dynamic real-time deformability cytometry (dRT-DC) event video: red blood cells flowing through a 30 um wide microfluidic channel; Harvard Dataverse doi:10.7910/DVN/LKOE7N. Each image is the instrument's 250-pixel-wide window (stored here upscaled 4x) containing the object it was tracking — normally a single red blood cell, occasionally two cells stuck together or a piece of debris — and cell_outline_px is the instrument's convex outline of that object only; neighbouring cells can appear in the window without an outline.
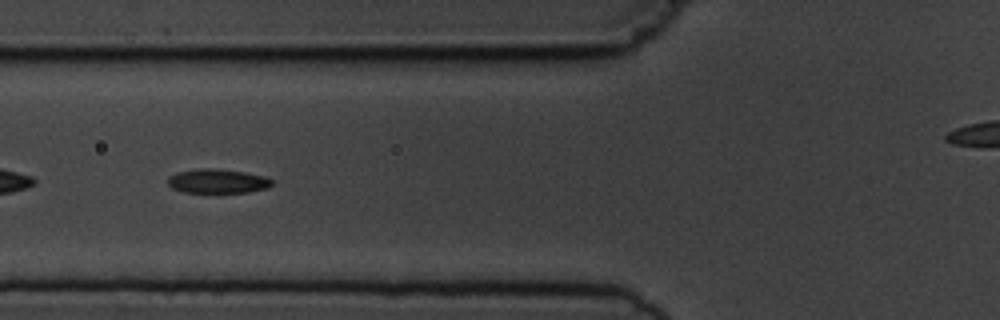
{"species": "common noctule bat (a hibernating species)", "species_latin": "Nyctalus noctula", "temperature_condition": "cold", "stored_images_in_passage": 7, "camera_frame_rate_fps": 3000, "um_per_image_px": 0.085, "animal": {"sex": "male", "body_mass_g": 19.5, "forearm_length_mm": 54.6}, "frame": {"image": 1, "passage_image": 5, "time_ms": 4.333, "image_size_px": [1000, 320], "cell_outline_px": [[272, 184], [268, 188], [248, 192], [184, 192], [172, 188], [168, 184], [168, 176], [176, 172], [196, 168], [216, 168], [244, 172], [264, 176], [272, 180]], "centroid_in_image_um": [18.46, 15.38], "position_along_channel_um": 107.3, "area_um2": 14.74}}
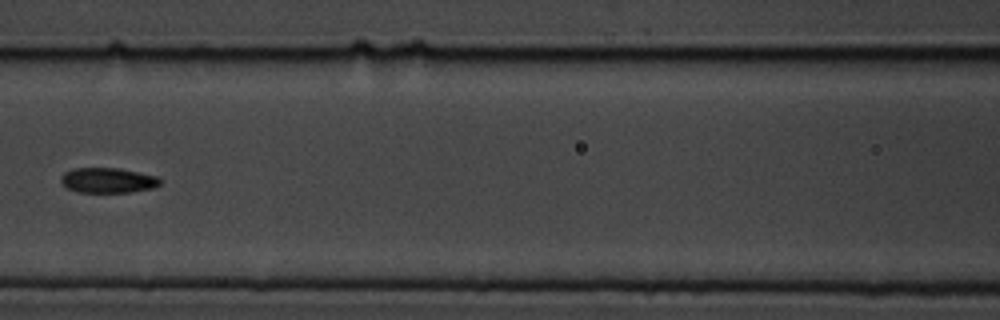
{"frame": {"image": 2, "passage_image": 6, "time_ms": 5.667, "image_size_px": [1000, 320], "cell_outline_px": [[160, 184], [152, 188], [128, 192], [80, 192], [68, 188], [60, 180], [60, 176], [64, 172], [72, 168], [120, 168], [156, 176], [160, 180]], "centroid_in_image_um": [9.14, 15.31], "position_along_channel_um": 157.5, "area_um2": 14.39}}
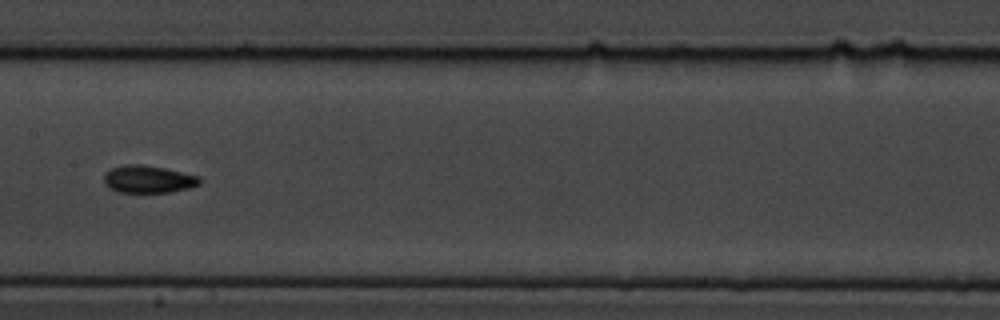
{"frame": {"image": 3, "passage_image": 7, "time_ms": 6.667, "image_size_px": [1000, 320], "cell_outline_px": [[200, 184], [188, 188], [168, 192], [116, 192], [108, 188], [104, 184], [104, 176], [112, 168], [128, 164], [140, 164], [164, 168], [200, 176]], "centroid_in_image_um": [12.59, 15.24], "position_along_channel_um": 194.8, "area_um2": 15.2}}